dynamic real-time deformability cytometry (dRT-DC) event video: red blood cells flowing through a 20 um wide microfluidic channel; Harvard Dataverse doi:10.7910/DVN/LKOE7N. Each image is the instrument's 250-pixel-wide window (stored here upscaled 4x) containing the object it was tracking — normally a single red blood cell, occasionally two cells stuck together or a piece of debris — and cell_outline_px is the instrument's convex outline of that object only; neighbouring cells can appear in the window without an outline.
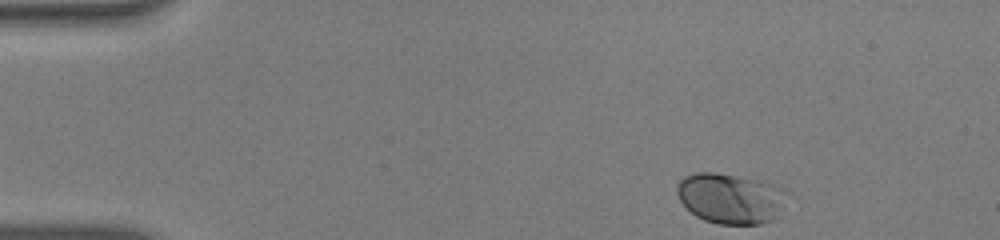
{"species": "human", "species_latin": "Homo sapiens", "temperature_condition": "warm", "stored_images_in_passage": 47, "camera_frame_rate_fps": 3000, "um_per_image_px": 0.085, "donor": {"sex": "male"}, "frame": {"image": 1, "passage_image": 1, "time_ms": 0.0, "image_size_px": [1000, 240], "cell_outline_px": [[792, 196], [772, 220], [760, 224], [720, 224], [704, 220], [696, 216], [680, 200], [676, 192], [676, 184], [684, 176], [696, 172], [716, 172], [772, 184], [788, 192]], "centroid_in_image_um": [62.11, 16.86], "position_along_channel_um": 22.9, "area_um2": 32.31}}
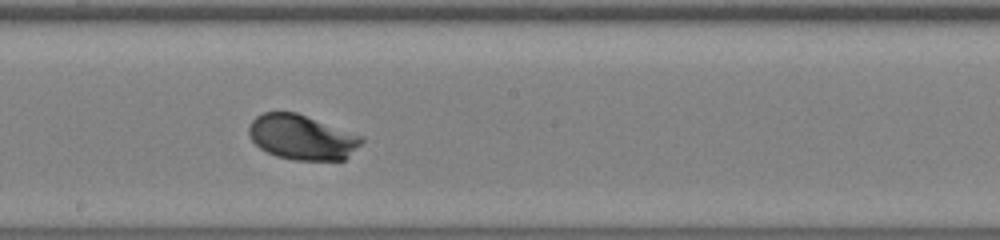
{"frame": {"image": 2, "passage_image": 24, "time_ms": 7.667, "image_size_px": [1000, 240], "cell_outline_px": [[364, 140], [344, 160], [292, 160], [276, 156], [260, 148], [252, 140], [248, 132], [248, 128], [252, 120], [256, 116], [264, 112], [296, 112], [364, 136]], "centroid_in_image_um": [25.66, 11.66], "position_along_channel_um": 222.5, "area_um2": 29.48}}
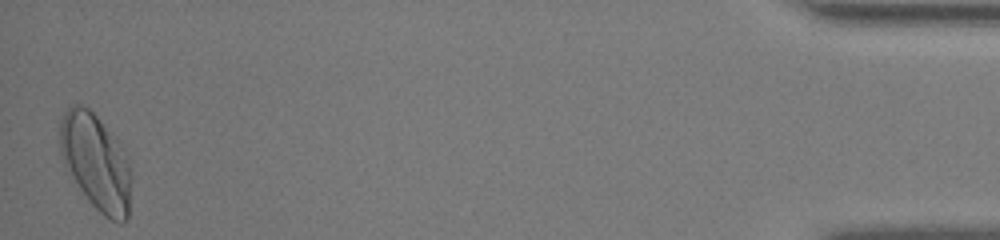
{"frame": {"image": 3, "passage_image": 47, "time_ms": 15.333, "image_size_px": [1000, 240], "cell_outline_px": [[132, 172], [128, 220], [120, 224], [104, 216], [88, 200], [80, 188], [60, 152], [60, 120], [64, 112], [72, 104], [80, 104], [88, 108], [120, 140], [132, 168]], "centroid_in_image_um": [8.22, 13.77], "position_along_channel_um": 427.0, "area_um2": 40.0}, "authors_computed_cell_mechanics": {"area_um2": 30.2872, "velocity_mm_per_s": 3.8226, "shape_relaxation_time_tau1_ms": 1.7785, "shape_relaxation_time_tau2_ms": null, "deformation_change_tau1": 0.1236, "deformation_change_tau2": null}}